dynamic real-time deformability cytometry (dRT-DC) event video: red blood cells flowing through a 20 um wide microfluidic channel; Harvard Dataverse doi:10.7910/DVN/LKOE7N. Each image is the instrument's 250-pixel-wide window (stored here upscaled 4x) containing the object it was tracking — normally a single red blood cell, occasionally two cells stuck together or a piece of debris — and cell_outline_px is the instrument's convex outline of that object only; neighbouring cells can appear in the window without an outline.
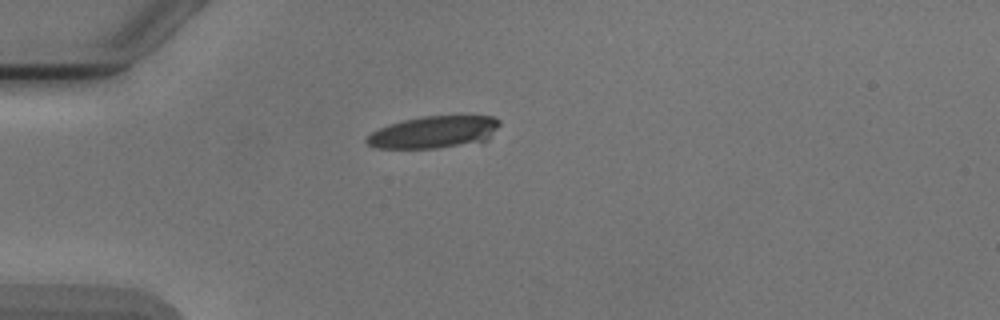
{"species": "Egyptian fruit bat (a non-hibernating species)", "species_latin": "Rousettus aegyptiacus", "temperature_condition": "cold", "stored_images_in_passage": 1, "camera_frame_rate_fps": 3000, "um_per_image_px": 0.085, "animal": {"sex": "male"}, "frame": {"image": 1, "passage_image": 1, "time_ms": 0.0, "image_size_px": [1000, 320], "cell_outline_px": [[500, 124], [488, 140], [436, 148], [376, 148], [368, 144], [364, 140], [372, 132], [380, 128], [404, 120], [424, 116], [492, 116], [500, 120]], "centroid_in_image_um": [36.89, 11.23], "position_along_channel_um": 48.1, "area_um2": 24.51}}